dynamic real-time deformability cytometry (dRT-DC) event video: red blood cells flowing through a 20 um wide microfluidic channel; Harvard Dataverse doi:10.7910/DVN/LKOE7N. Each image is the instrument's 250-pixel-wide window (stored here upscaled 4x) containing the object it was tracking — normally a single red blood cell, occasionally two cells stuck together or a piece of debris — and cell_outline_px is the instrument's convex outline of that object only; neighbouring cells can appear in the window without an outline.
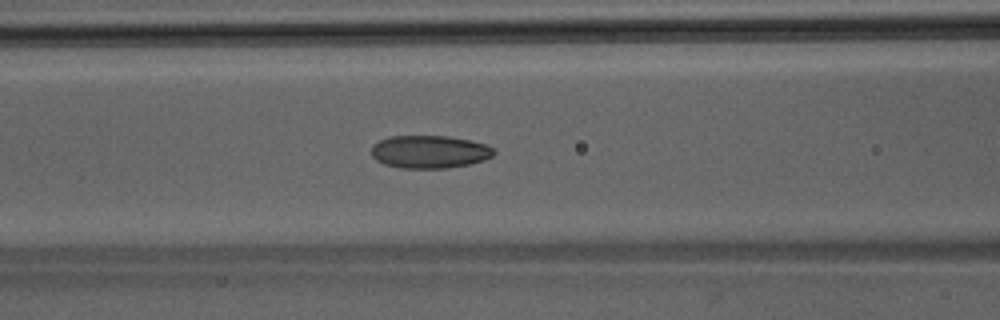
{"species": "Egyptian fruit bat (a non-hibernating species)", "species_latin": "Rousettus aegyptiacus", "temperature_condition": "room temperature", "stored_images_in_passage": 45, "camera_frame_rate_fps": 3000, "um_per_image_px": 0.085, "animal": {"sex": "male"}, "frame": {"image": 1, "passage_image": 18, "time_ms": 5.667, "image_size_px": [1000, 320], "cell_outline_px": [[496, 152], [492, 156], [484, 160], [468, 164], [444, 168], [400, 168], [384, 164], [376, 160], [372, 156], [372, 144], [388, 136], [448, 136], [468, 140], [484, 144], [492, 148]], "centroid_in_image_um": [36.47, 12.9], "position_along_channel_um": 130.1, "area_um2": 23.35}}
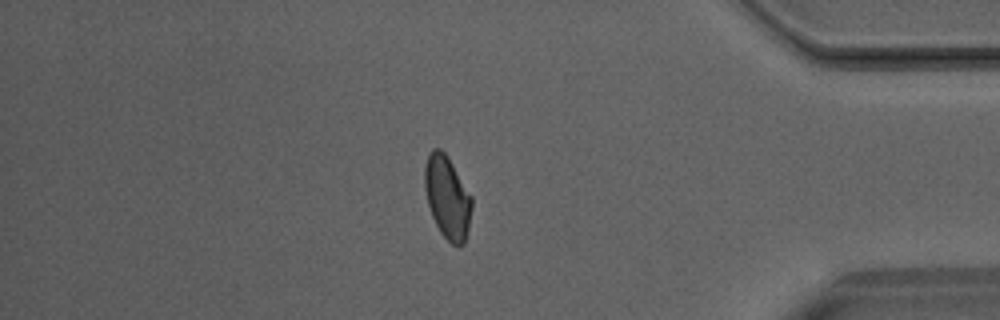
{"frame": {"image": 2, "passage_image": 38, "time_ms": 12.333, "image_size_px": [1000, 320], "cell_outline_px": [[472, 208], [468, 232], [464, 244], [452, 244], [440, 232], [432, 216], [428, 204], [424, 188], [424, 164], [428, 152], [432, 148], [440, 148], [448, 156], [472, 196]], "centroid_in_image_um": [38.01, 16.73], "position_along_channel_um": 397.2, "area_um2": 22.95}}
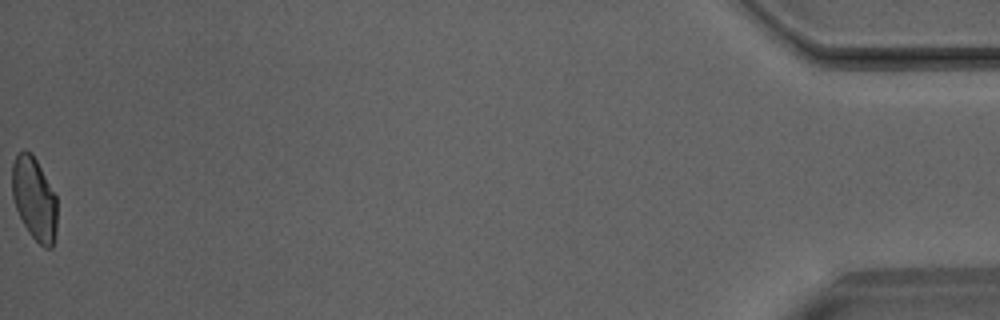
{"frame": {"image": 3, "passage_image": 45, "time_ms": 14.667, "image_size_px": [1000, 320], "cell_outline_px": [[56, 232], [52, 248], [44, 248], [28, 232], [16, 208], [12, 196], [12, 164], [16, 156], [24, 148], [32, 152], [56, 196]], "centroid_in_image_um": [2.91, 16.88], "position_along_channel_um": 432.3, "area_um2": 21.68}}